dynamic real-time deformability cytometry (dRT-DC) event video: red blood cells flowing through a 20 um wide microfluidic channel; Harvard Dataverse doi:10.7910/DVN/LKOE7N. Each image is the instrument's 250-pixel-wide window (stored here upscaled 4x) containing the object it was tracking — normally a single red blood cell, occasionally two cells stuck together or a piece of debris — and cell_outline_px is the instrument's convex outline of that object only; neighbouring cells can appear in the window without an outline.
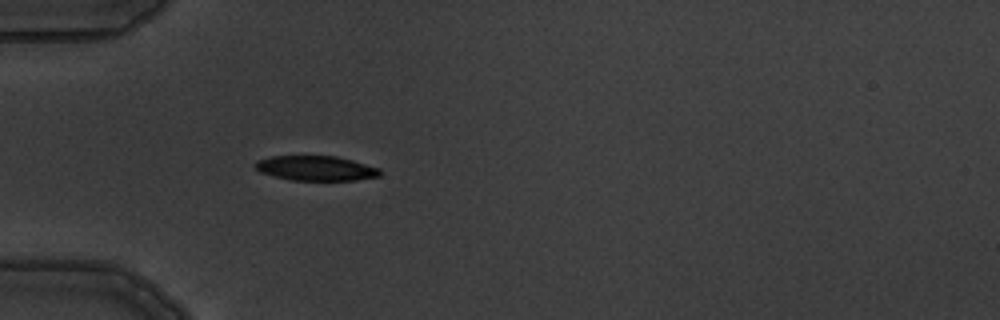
{"species": "common noctule bat (a hibernating species)", "species_latin": "Nyctalus noctula", "temperature_condition": "warm", "stored_images_in_passage": 4, "camera_frame_rate_fps": 3000, "um_per_image_px": 0.085, "animal": {"sex": "male", "body_mass_g": 19.5, "forearm_length_mm": 54.6}, "frame": {"image": 1, "passage_image": 4, "time_ms": 4.333, "image_size_px": [1000, 320], "cell_outline_px": [[380, 176], [356, 180], [292, 180], [260, 172], [252, 164], [256, 160], [272, 156], [336, 156], [352, 160], [380, 168]], "centroid_in_image_um": [26.84, 14.29], "position_along_channel_um": 58.2, "area_um2": 17.98}}